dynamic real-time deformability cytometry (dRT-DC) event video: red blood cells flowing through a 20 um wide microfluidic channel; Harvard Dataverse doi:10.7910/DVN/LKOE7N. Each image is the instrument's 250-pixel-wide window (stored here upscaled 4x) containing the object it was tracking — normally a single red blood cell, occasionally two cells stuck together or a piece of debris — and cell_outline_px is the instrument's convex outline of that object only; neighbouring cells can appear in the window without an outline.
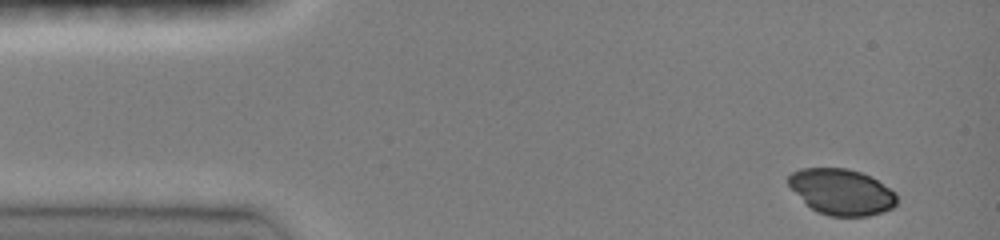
{"species": "common noctule bat (a hibernating species)", "species_latin": "Nyctalus noctula", "temperature_condition": "room temperature", "stored_images_in_passage": 42, "camera_frame_rate_fps": 3000, "um_per_image_px": 0.085, "animal": {"sex": "female", "body_mass_g": 19.0, "forearm_length_mm": 51.5}, "frame": {"image": 1, "passage_image": 1, "time_ms": 0.0, "image_size_px": [1000, 240], "cell_outline_px": [[896, 204], [892, 208], [884, 212], [868, 216], [828, 216], [816, 212], [788, 184], [788, 176], [792, 172], [800, 168], [848, 168], [860, 172], [876, 180], [896, 192]], "centroid_in_image_um": [71.55, 16.31], "position_along_channel_um": 13.5, "area_um2": 28.78}}